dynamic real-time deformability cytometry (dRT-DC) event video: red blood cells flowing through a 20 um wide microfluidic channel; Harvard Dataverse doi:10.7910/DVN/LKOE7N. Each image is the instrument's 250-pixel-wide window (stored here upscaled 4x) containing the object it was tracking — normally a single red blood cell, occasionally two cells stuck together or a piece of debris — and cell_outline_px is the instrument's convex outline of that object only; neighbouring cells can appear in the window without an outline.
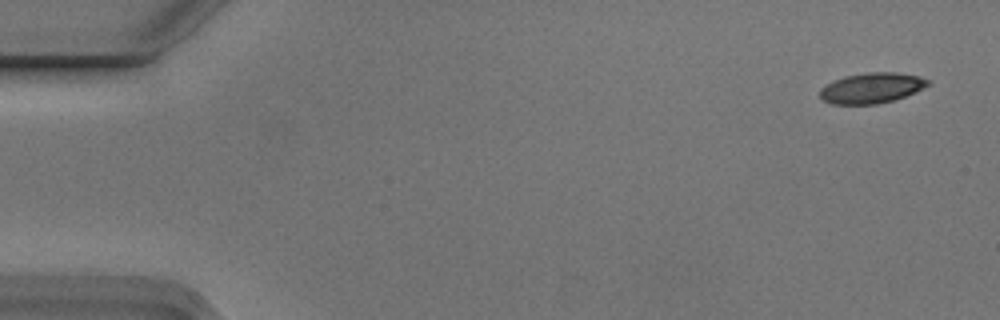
{"species": "Egyptian fruit bat (a non-hibernating species)", "species_latin": "Rousettus aegyptiacus", "temperature_condition": "cold", "stored_images_in_passage": 5, "camera_frame_rate_fps": 3000, "um_per_image_px": 0.085, "animal": {"sex": "male"}, "frame": {"image": 1, "passage_image": 1, "time_ms": 0.0, "image_size_px": [1000, 320], "cell_outline_px": [[928, 84], [904, 96], [892, 100], [876, 104], [832, 104], [824, 100], [820, 96], [820, 88], [832, 80], [844, 76], [868, 72], [896, 72], [916, 76], [928, 80]], "centroid_in_image_um": [73.99, 7.47], "position_along_channel_um": 11.0, "area_um2": 18.79}}
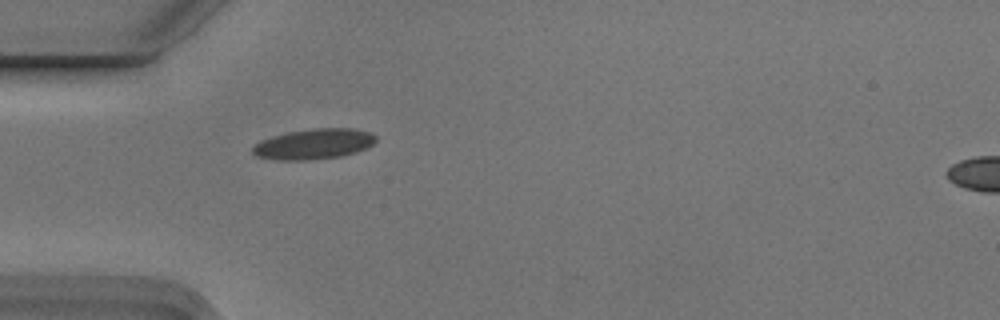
{"frame": {"image": 2, "passage_image": 5, "time_ms": 1.333, "image_size_px": [1000, 320], "cell_outline_px": [[376, 140], [372, 144], [356, 152], [340, 156], [312, 160], [280, 160], [256, 156], [252, 152], [252, 148], [260, 140], [272, 136], [288, 132], [312, 128], [356, 128], [368, 132], [376, 136]], "centroid_in_image_um": [26.66, 12.23], "position_along_channel_um": 58.3, "area_um2": 21.79}}